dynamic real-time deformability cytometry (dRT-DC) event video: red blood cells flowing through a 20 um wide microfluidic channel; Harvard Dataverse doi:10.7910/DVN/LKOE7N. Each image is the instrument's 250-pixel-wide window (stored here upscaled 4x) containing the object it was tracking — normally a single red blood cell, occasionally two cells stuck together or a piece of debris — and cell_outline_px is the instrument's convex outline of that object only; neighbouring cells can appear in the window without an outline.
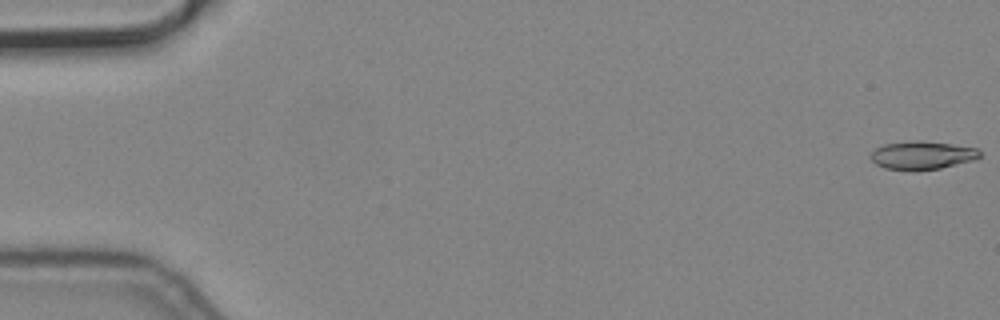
{"species": "common noctule bat (a hibernating species)", "species_latin": "Nyctalus noctula", "temperature_condition": "cold", "stored_images_in_passage": 5, "camera_frame_rate_fps": 3000, "um_per_image_px": 0.085, "animal": {"sex": "male", "body_mass_g": 19.2, "forearm_length_mm": 51.8}, "frame": {"image": 1, "passage_image": 1, "time_ms": 0.0, "image_size_px": [1000, 320], "cell_outline_px": [[980, 156], [972, 160], [940, 168], [916, 172], [912, 172], [884, 168], [876, 164], [872, 160], [872, 152], [876, 148], [884, 144], [916, 140], [920, 140], [952, 144], [976, 148], [980, 152]], "centroid_in_image_um": [78.35, 13.21], "position_along_channel_um": 6.6, "area_um2": 18.03}}